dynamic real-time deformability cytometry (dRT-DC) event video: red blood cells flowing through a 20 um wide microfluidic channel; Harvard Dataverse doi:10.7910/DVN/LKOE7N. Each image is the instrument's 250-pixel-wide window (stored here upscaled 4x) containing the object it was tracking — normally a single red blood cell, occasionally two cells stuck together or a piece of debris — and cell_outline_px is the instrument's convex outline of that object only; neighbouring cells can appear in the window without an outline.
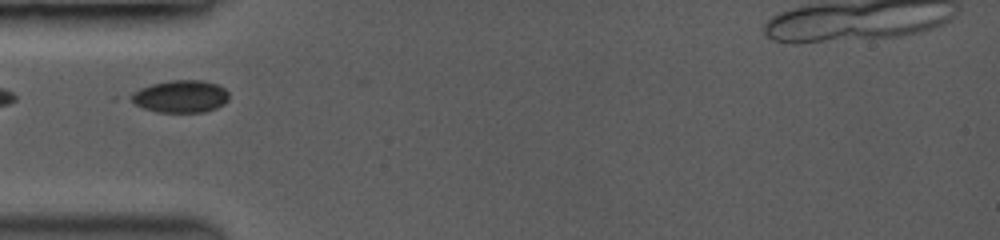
{"species": "common noctule bat (a hibernating species)", "species_latin": "Nyctalus noctula", "temperature_condition": "room temperature", "stored_images_in_passage": 32, "camera_frame_rate_fps": 3500, "um_per_image_px": 0.085, "animal": {"sex": "female", "body_mass_g": 19.0, "forearm_length_mm": 53.3}, "frame": {"image": 1, "passage_image": 1, "time_ms": 0.0, "image_size_px": [1000, 240], "cell_outline_px": [[228, 100], [216, 108], [204, 112], [160, 112], [144, 108], [136, 104], [132, 100], [132, 96], [140, 88], [152, 84], [172, 80], [200, 80], [216, 84], [224, 88], [228, 92]], "centroid_in_image_um": [15.39, 8.19], "position_along_channel_um": 69.6, "area_um2": 18.09}}